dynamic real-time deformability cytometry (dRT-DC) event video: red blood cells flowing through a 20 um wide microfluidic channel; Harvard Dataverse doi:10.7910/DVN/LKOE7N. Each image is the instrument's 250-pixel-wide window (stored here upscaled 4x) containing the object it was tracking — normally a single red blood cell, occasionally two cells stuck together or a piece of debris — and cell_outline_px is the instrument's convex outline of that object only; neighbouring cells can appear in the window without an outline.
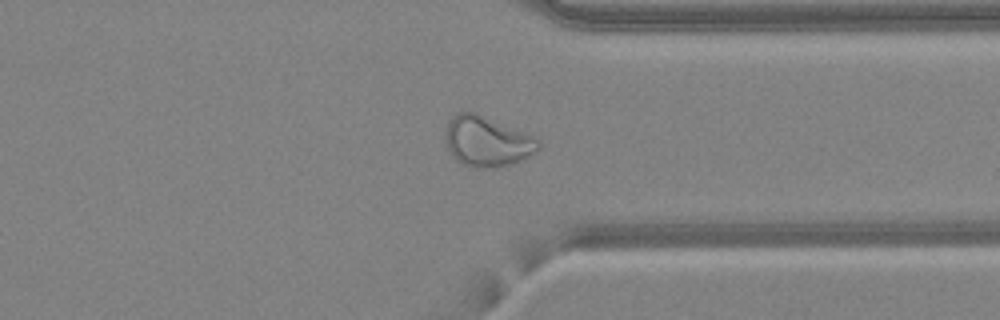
{"species": "common noctule bat (a hibernating species)", "species_latin": "Nyctalus noctula", "temperature_condition": "warm", "stored_images_in_passage": 48, "camera_frame_rate_fps": 3000, "um_per_image_px": 0.085, "animal": {"sex": "female", "body_mass_g": 24.6, "forearm_length_mm": 56.2}, "frame": {"image": 1, "passage_image": 37, "time_ms": 12.0, "image_size_px": [1000, 320], "cell_outline_px": [[540, 148], [528, 156], [520, 160], [496, 168], [476, 168], [464, 164], [456, 160], [452, 156], [448, 148], [444, 136], [448, 120], [456, 112], [464, 108], [476, 112], [536, 136], [540, 144]], "centroid_in_image_um": [41.36, 11.97], "position_along_channel_um": 370.0, "area_um2": 27.74}}
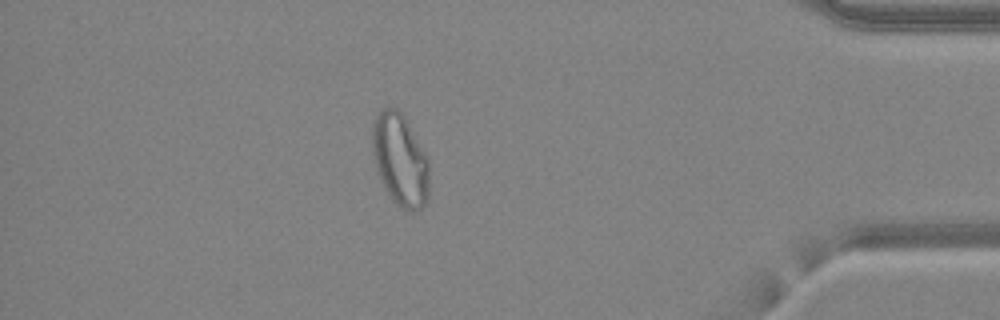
{"frame": {"image": 2, "passage_image": 42, "time_ms": 13.667, "image_size_px": [1000, 320], "cell_outline_px": [[428, 200], [416, 212], [412, 212], [396, 204], [392, 200], [376, 168], [372, 152], [372, 120], [388, 104], [396, 108], [404, 116], [428, 156]], "centroid_in_image_um": [34.01, 13.55], "position_along_channel_um": 401.2, "area_um2": 30.63}}